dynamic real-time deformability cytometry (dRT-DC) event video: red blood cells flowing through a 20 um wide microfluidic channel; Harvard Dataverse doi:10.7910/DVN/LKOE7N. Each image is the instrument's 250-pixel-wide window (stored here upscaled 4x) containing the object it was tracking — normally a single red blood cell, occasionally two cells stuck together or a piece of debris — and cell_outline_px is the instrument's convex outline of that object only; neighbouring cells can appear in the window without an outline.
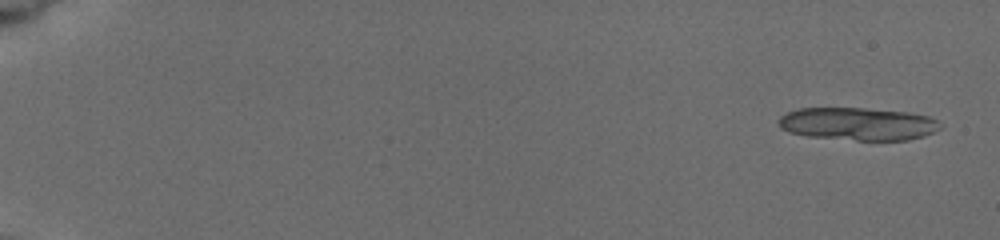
{"species": "common noctule bat (a hibernating species)", "species_latin": "Nyctalus noctula", "temperature_condition": "cold", "stored_images_in_passage": 4, "camera_frame_rate_fps": 3000, "um_per_image_px": 0.085, "animal": {"sex": "female", "body_mass_g": 19.5, "forearm_length_mm": 54.1}, "frame": {"image": 1, "passage_image": 1, "time_ms": 0.0, "image_size_px": [1000, 240], "cell_outline_px": [[940, 128], [924, 136], [908, 140], [856, 140], [808, 136], [788, 132], [780, 128], [780, 116], [788, 112], [800, 108], [864, 108], [908, 112], [928, 116], [936, 120]], "centroid_in_image_um": [72.91, 10.53], "position_along_channel_um": 12.1, "area_um2": 30.63}}